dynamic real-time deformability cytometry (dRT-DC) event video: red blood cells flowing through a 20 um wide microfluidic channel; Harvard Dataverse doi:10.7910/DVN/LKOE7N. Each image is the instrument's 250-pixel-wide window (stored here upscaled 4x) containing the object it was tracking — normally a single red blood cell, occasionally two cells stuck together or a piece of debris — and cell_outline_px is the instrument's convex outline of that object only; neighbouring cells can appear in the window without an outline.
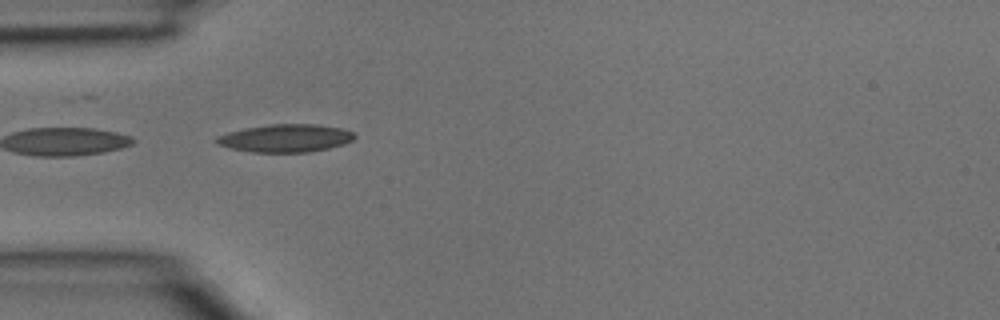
{"species": "common noctule bat (a hibernating species)", "species_latin": "Nyctalus noctula", "temperature_condition": "room temperature", "stored_images_in_passage": 4, "camera_frame_rate_fps": 3000, "um_per_image_px": 0.085, "animal": {"sex": "male", "body_mass_g": 15.6}, "frame": {"image": 1, "passage_image": 4, "time_ms": 1.0, "image_size_px": [1000, 320], "cell_outline_px": [[356, 136], [352, 140], [344, 144], [328, 148], [308, 152], [252, 152], [232, 148], [216, 144], [212, 140], [216, 136], [228, 132], [244, 128], [272, 124], [316, 124], [340, 128], [352, 132]], "centroid_in_image_um": [24.22, 11.74], "position_along_channel_um": 60.8, "area_um2": 22.37}}